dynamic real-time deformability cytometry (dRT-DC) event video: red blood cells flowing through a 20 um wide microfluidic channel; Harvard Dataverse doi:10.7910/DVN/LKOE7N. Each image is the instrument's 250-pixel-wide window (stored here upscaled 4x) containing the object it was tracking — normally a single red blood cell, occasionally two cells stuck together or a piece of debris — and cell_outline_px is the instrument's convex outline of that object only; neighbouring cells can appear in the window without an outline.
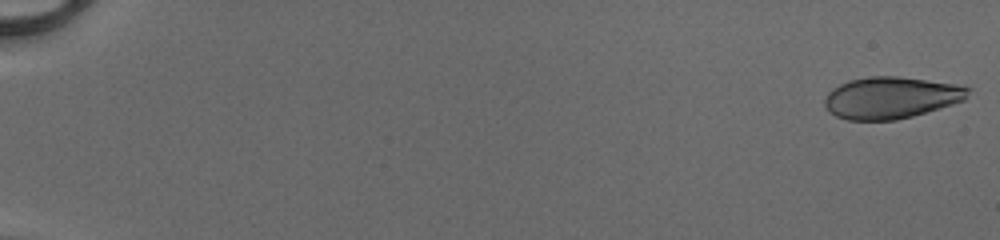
{"species": "human", "species_latin": "Homo sapiens", "temperature_condition": "cold", "stored_images_in_passage": 50, "camera_frame_rate_fps": 3000, "um_per_image_px": 0.085, "donor": {"sex": "male"}, "frame": {"image": 1, "passage_image": 1, "time_ms": 0.0, "image_size_px": [1000, 240], "cell_outline_px": [[972, 88], [964, 100], [952, 104], [912, 116], [896, 120], [848, 120], [836, 116], [828, 112], [824, 104], [824, 100], [828, 92], [832, 88], [848, 80], [868, 76], [896, 76], [956, 84]], "centroid_in_image_um": [75.7, 8.3], "position_along_channel_um": 9.3, "area_um2": 34.91}}
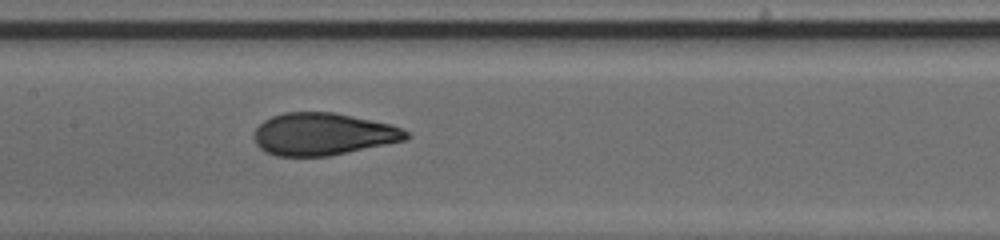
{"frame": {"image": 2, "passage_image": 28, "time_ms": 9.0, "image_size_px": [1000, 240], "cell_outline_px": [[412, 136], [404, 140], [328, 156], [276, 156], [264, 152], [256, 144], [252, 136], [252, 132], [264, 120], [272, 116], [284, 112], [332, 112], [392, 124], [404, 128], [412, 132]], "centroid_in_image_um": [27.44, 11.39], "position_along_channel_um": 180.0, "area_um2": 37.74}}
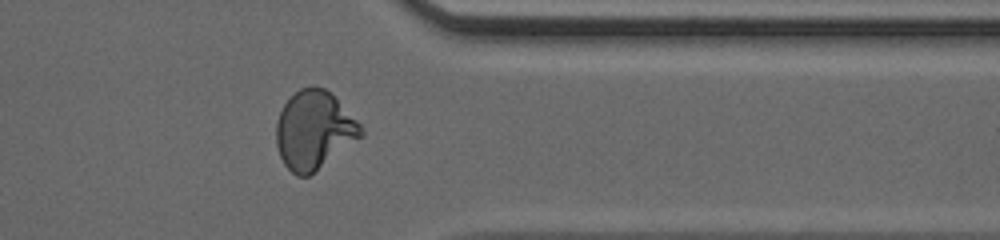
{"frame": {"image": 3, "passage_image": 43, "time_ms": 14.0, "image_size_px": [1000, 240], "cell_outline_px": [[364, 136], [308, 176], [296, 176], [284, 164], [280, 156], [276, 144], [276, 124], [280, 112], [284, 104], [300, 88], [312, 84], [324, 88], [360, 124], [364, 132]], "centroid_in_image_um": [26.68, 11.07], "position_along_channel_um": 384.7, "area_um2": 38.26}}